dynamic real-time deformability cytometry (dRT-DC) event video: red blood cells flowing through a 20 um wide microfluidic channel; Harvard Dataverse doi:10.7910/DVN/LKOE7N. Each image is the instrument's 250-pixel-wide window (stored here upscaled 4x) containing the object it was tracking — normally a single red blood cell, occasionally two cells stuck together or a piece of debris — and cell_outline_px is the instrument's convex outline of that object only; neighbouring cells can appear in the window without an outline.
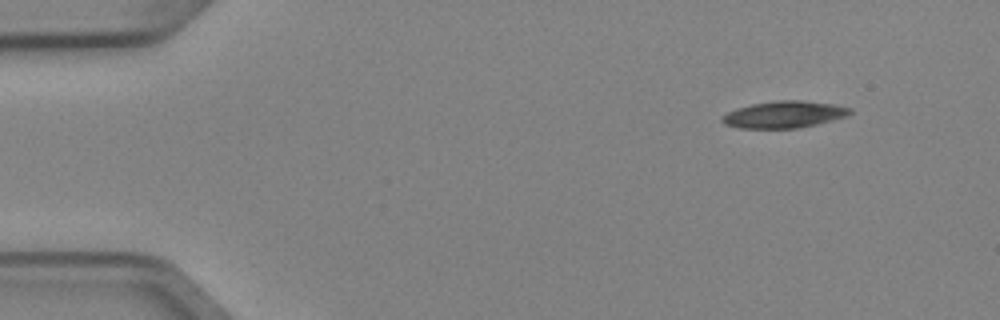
{"species": "Egyptian fruit bat (a non-hibernating species)", "species_latin": "Rousettus aegyptiacus", "temperature_condition": "cold", "stored_images_in_passage": 4, "camera_frame_rate_fps": 3000, "um_per_image_px": 0.085, "animal": {"sex": "female"}, "frame": {"image": 1, "passage_image": 1, "time_ms": 0.0, "image_size_px": [1000, 320], "cell_outline_px": [[852, 112], [848, 116], [816, 124], [796, 128], [740, 128], [724, 124], [720, 120], [728, 112], [736, 108], [752, 104], [776, 100], [800, 100], [836, 104], [852, 108]], "centroid_in_image_um": [66.68, 9.72], "position_along_channel_um": 18.3, "area_um2": 20.0}}
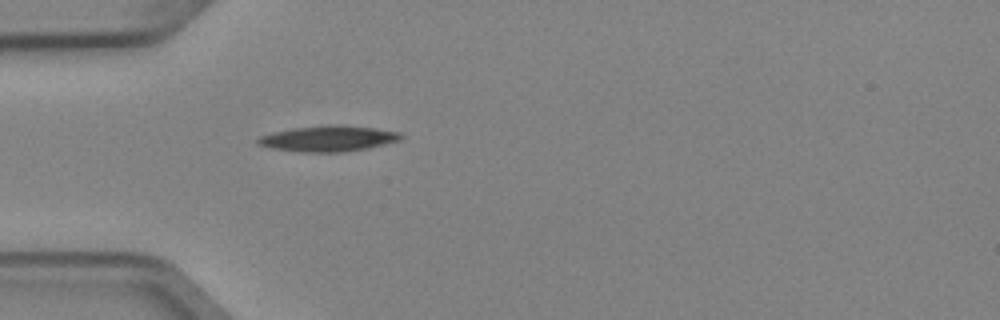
{"frame": {"image": 2, "passage_image": 4, "time_ms": 1.0, "image_size_px": [1000, 320], "cell_outline_px": [[404, 136], [400, 140], [368, 148], [344, 152], [300, 152], [272, 148], [256, 144], [256, 140], [260, 136], [272, 132], [292, 128], [328, 124], [336, 124], [376, 128], [400, 132]], "centroid_in_image_um": [27.9, 11.77], "position_along_channel_um": 57.1, "area_um2": 21.68}}